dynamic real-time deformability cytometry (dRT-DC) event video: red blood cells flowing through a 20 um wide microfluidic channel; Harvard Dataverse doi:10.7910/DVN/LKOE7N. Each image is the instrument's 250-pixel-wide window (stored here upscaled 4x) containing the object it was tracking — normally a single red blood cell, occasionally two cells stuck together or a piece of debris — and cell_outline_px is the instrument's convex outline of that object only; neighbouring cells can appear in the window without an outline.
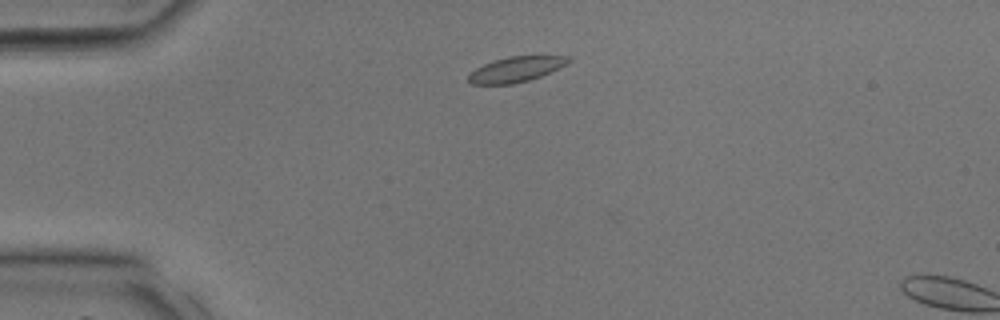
{"species": "common noctule bat (a hibernating species)", "species_latin": "Nyctalus noctula", "temperature_condition": "room temperature", "stored_images_in_passage": 3, "camera_frame_rate_fps": 3000, "um_per_image_px": 0.085, "animal": {"sex": "male", "body_mass_g": 17.9, "forearm_length_mm": 54.2}, "frame": {"image": 1, "passage_image": 2, "time_ms": 0.333, "image_size_px": [1000, 320], "cell_outline_px": [[572, 60], [540, 76], [528, 80], [512, 84], [472, 84], [468, 80], [468, 76], [476, 68], [484, 64], [508, 56], [568, 56]], "centroid_in_image_um": [43.82, 5.89], "position_along_channel_um": 41.2, "area_um2": 14.28}}